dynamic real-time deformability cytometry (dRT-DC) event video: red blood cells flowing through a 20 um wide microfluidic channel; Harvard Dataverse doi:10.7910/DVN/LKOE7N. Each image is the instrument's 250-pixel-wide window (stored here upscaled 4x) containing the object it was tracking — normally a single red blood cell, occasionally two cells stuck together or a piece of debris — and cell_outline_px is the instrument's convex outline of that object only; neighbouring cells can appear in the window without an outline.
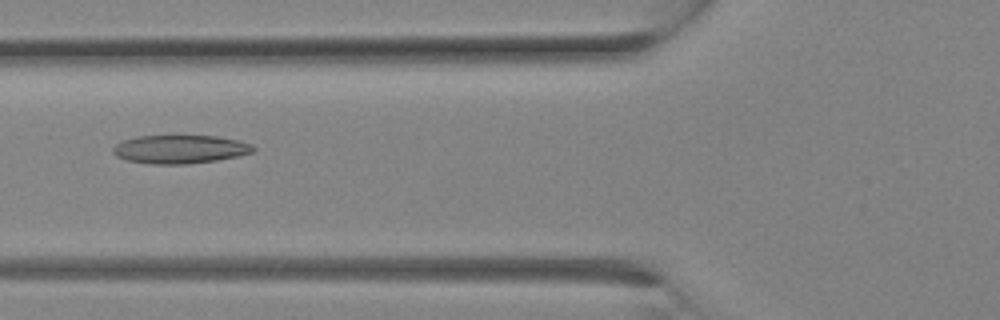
{"species": "Egyptian fruit bat (a non-hibernating species)", "species_latin": "Rousettus aegyptiacus", "temperature_condition": "room temperature", "stored_images_in_passage": 19, "camera_frame_rate_fps": 3000, "um_per_image_px": 0.085, "animal": {"sex": "female"}, "frame": {"image": 1, "passage_image": 11, "time_ms": 3.333, "image_size_px": [1000, 320], "cell_outline_px": [[256, 152], [240, 156], [216, 160], [188, 164], [152, 164], [128, 160], [116, 156], [112, 152], [112, 148], [116, 144], [124, 140], [136, 136], [216, 136], [236, 140], [252, 144], [256, 148]], "centroid_in_image_um": [15.33, 12.69], "position_along_channel_um": 110.5, "area_um2": 23.29}}
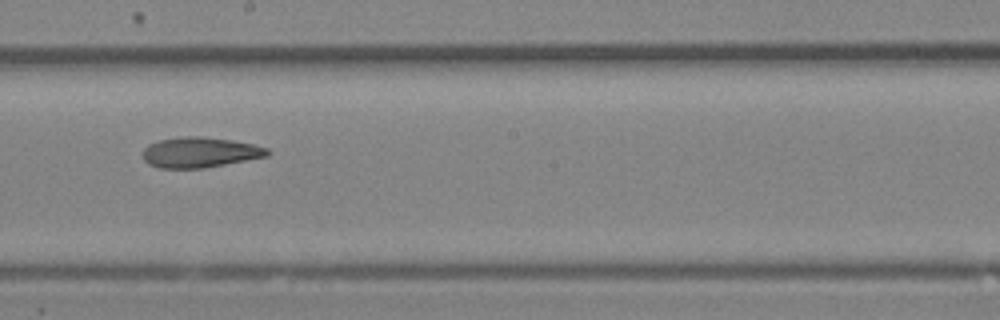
{"frame": {"image": 2, "passage_image": 16, "time_ms": 5.0, "image_size_px": [1000, 320], "cell_outline_px": [[272, 152], [268, 156], [204, 168], [160, 168], [148, 164], [144, 160], [144, 148], [148, 144], [160, 140], [184, 136], [200, 136], [232, 140], [252, 144], [268, 148]], "centroid_in_image_um": [17.01, 12.95], "position_along_channel_um": 231.2, "area_um2": 22.02}}
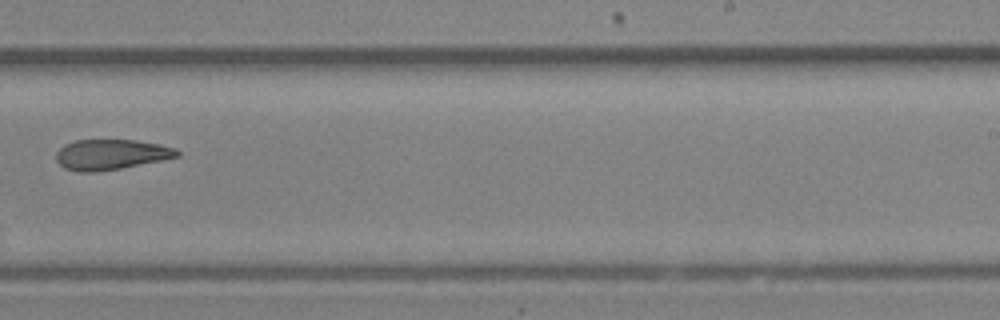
{"frame": {"image": 3, "passage_image": 18, "time_ms": 5.667, "image_size_px": [1000, 320], "cell_outline_px": [[180, 156], [120, 168], [96, 172], [80, 172], [64, 168], [56, 160], [56, 152], [64, 144], [76, 140], [136, 140], [160, 144], [176, 148], [180, 152]], "centroid_in_image_um": [9.42, 13.13], "position_along_channel_um": 279.6, "area_um2": 21.33}}